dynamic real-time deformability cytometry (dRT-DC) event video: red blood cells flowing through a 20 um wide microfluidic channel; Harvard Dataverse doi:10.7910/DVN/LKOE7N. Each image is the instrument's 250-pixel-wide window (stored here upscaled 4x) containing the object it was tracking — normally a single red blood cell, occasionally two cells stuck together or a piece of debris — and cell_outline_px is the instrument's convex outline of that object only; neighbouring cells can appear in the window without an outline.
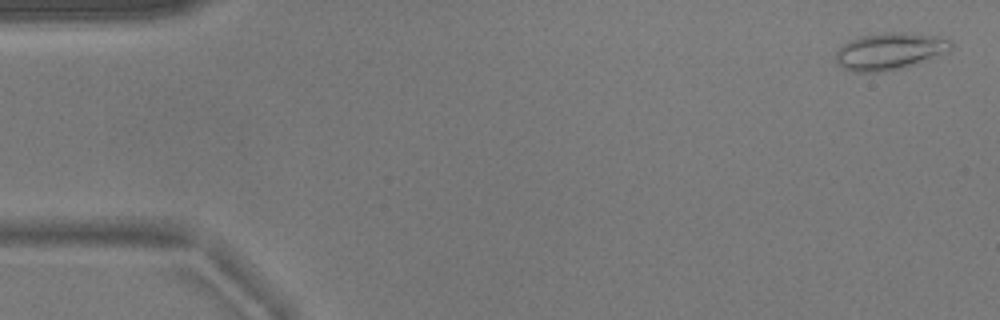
{"species": "common noctule bat (a hibernating species)", "species_latin": "Nyctalus noctula", "temperature_condition": "warm", "stored_images_in_passage": 53, "camera_frame_rate_fps": 3000, "um_per_image_px": 0.085, "animal": {"sex": "male", "body_mass_g": 17.9}, "frame": {"image": 1, "passage_image": 2, "time_ms": 0.333, "image_size_px": [1000, 320], "cell_outline_px": [[952, 48], [948, 52], [900, 68], [876, 72], [856, 72], [844, 68], [836, 60], [836, 52], [844, 44], [860, 36], [888, 32], [912, 32], [936, 36], [952, 40]], "centroid_in_image_um": [75.66, 4.33], "position_along_channel_um": 9.3, "area_um2": 24.45}}
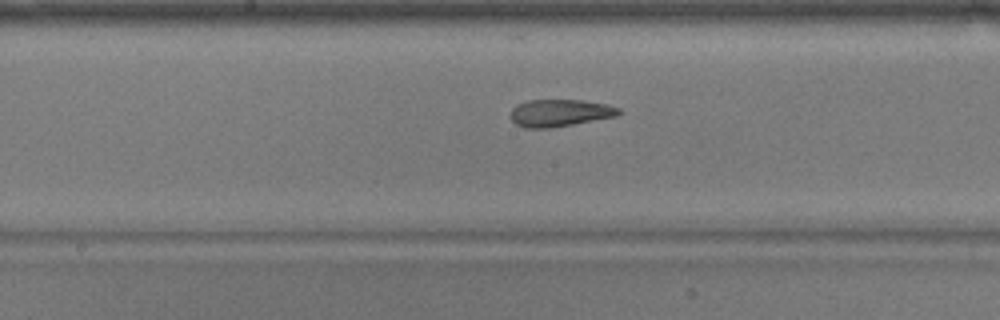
{"frame": {"image": 2, "passage_image": 27, "time_ms": 8.667, "image_size_px": [1000, 320], "cell_outline_px": [[620, 112], [616, 116], [552, 128], [524, 128], [516, 124], [508, 116], [512, 108], [516, 104], [528, 100], [580, 100], [608, 104], [620, 108]], "centroid_in_image_um": [47.53, 9.6], "position_along_channel_um": 200.7, "area_um2": 17.28}}
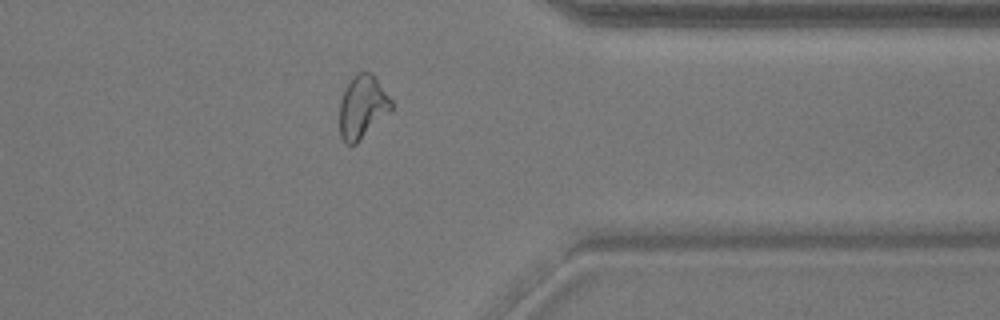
{"frame": {"image": 3, "passage_image": 42, "time_ms": 13.667, "image_size_px": [1000, 320], "cell_outline_px": [[392, 108], [356, 144], [348, 144], [340, 136], [340, 100], [344, 88], [352, 76], [360, 72], [372, 72], [376, 76], [392, 100]], "centroid_in_image_um": [30.79, 9.04], "position_along_channel_um": 380.6, "area_um2": 18.9}, "authors_computed_cell_mechanics": {"area_um2": 19.2474, "velocity_mm_per_s": 3.8078, "shape_relaxation_time_tau1_ms": null, "shape_relaxation_time_tau2_ms": 2.5233, "deformation_change_tau1": null, "deformation_change_tau2": 0.1096}}